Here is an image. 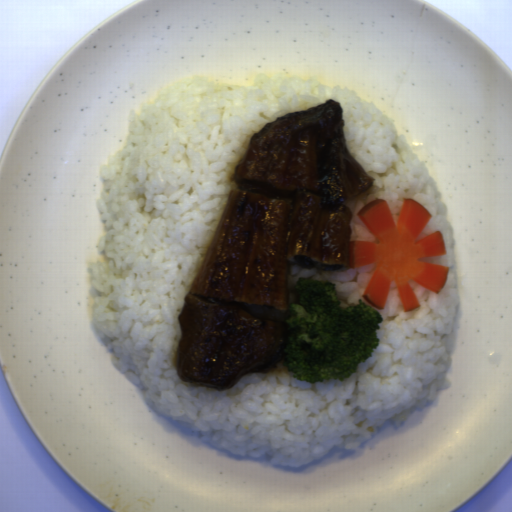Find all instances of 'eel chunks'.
<instances>
[{
	"label": "eel chunks",
	"instance_id": "4dd315ae",
	"mask_svg": "<svg viewBox=\"0 0 512 512\" xmlns=\"http://www.w3.org/2000/svg\"><path fill=\"white\" fill-rule=\"evenodd\" d=\"M375 179L348 147L336 99L252 134L231 177L238 188L177 317L182 382L223 392L282 360L292 265L349 269L353 213L346 204Z\"/></svg>",
	"mask_w": 512,
	"mask_h": 512
}]
</instances>
